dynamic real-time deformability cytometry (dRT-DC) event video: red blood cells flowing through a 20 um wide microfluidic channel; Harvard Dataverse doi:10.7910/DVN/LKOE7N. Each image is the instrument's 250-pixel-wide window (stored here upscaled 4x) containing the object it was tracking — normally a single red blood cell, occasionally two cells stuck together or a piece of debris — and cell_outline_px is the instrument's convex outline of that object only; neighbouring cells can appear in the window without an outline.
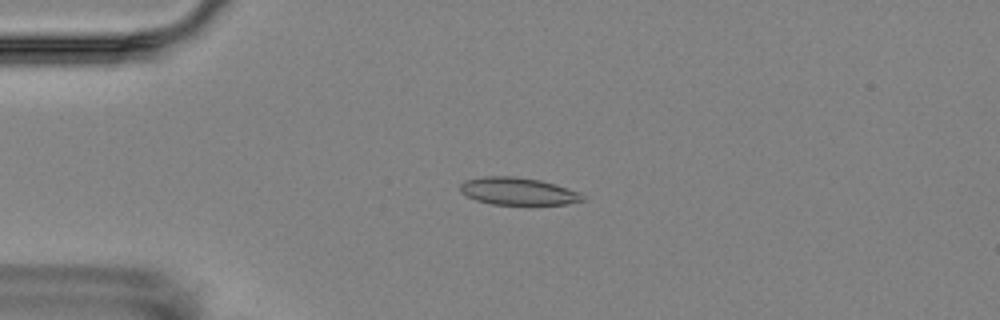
{"species": "Egyptian fruit bat (a non-hibernating species)", "species_latin": "Rousettus aegyptiacus", "temperature_condition": "room temperature", "stored_images_in_passage": 4, "camera_frame_rate_fps": 3000, "um_per_image_px": 0.085, "animal": {"sex": "female"}, "frame": {"image": 1, "passage_image": 3, "time_ms": 2.333, "image_size_px": [1000, 320], "cell_outline_px": [[584, 200], [568, 204], [492, 204], [476, 200], [460, 192], [460, 184], [464, 180], [484, 176], [512, 176], [540, 180], [556, 184], [580, 192], [584, 196]], "centroid_in_image_um": [44.03, 16.25], "position_along_channel_um": 41.0, "area_um2": 19.54}}